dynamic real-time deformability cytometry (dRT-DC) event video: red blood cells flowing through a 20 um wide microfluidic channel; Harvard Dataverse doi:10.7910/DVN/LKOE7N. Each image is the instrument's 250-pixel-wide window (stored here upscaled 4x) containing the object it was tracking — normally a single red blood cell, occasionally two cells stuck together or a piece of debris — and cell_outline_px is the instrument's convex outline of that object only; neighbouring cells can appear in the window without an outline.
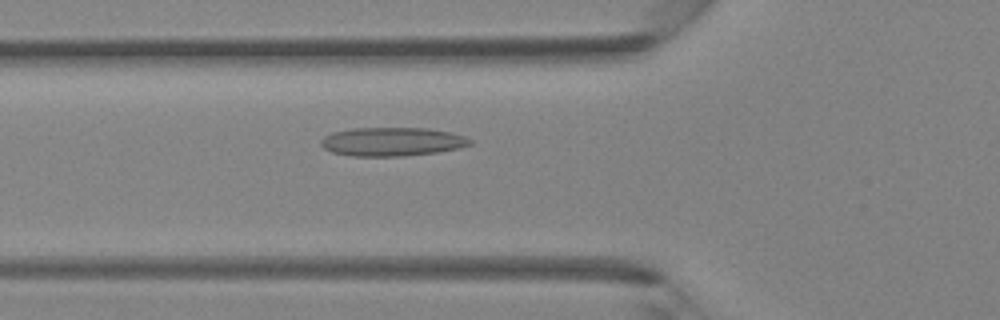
{"species": "Egyptian fruit bat (a non-hibernating species)", "species_latin": "Rousettus aegyptiacus", "temperature_condition": "room temperature", "stored_images_in_passage": 42, "camera_frame_rate_fps": 3000, "um_per_image_px": 0.085, "animal": {"sex": "female"}, "frame": {"image": 1, "passage_image": 15, "time_ms": 4.667, "image_size_px": [1000, 320], "cell_outline_px": [[472, 144], [460, 148], [436, 152], [404, 156], [348, 156], [332, 152], [324, 148], [320, 144], [320, 140], [324, 136], [332, 132], [352, 128], [428, 128], [452, 132], [464, 136], [472, 140]], "centroid_in_image_um": [33.32, 12.04], "position_along_channel_um": 92.5, "area_um2": 25.14}}
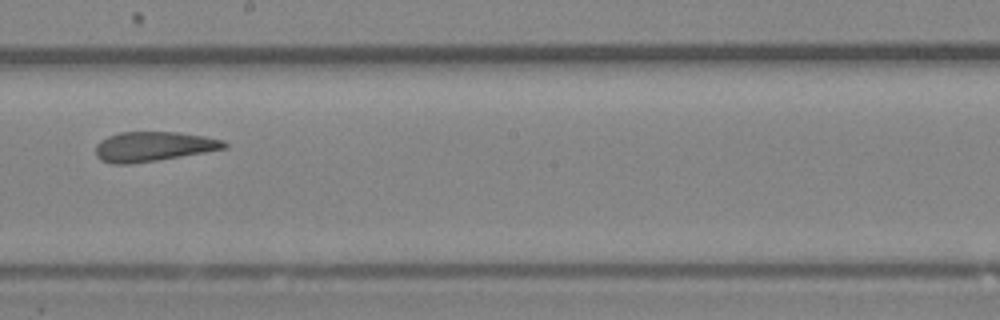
{"frame": {"image": 2, "passage_image": 24, "time_ms": 7.667, "image_size_px": [1000, 320], "cell_outline_px": [[228, 148], [156, 160], [128, 164], [112, 164], [100, 160], [96, 156], [96, 144], [100, 140], [108, 136], [120, 132], [176, 132], [204, 136], [224, 140], [228, 144]], "centroid_in_image_um": [13.02, 12.45], "position_along_channel_um": 235.2, "area_um2": 22.2}}
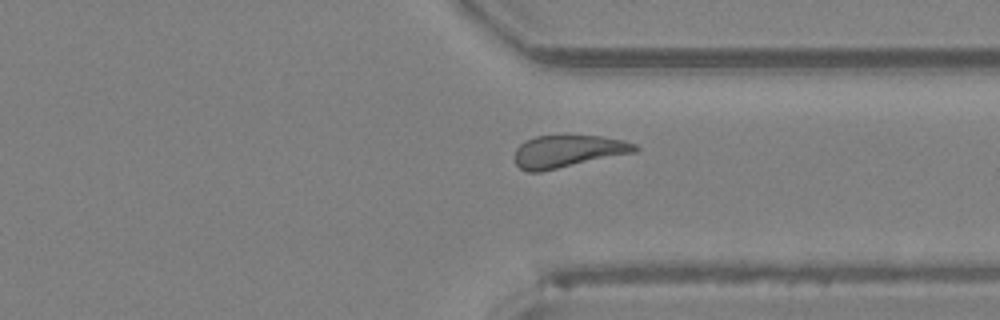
{"frame": {"image": 3, "passage_image": 32, "time_ms": 10.333, "image_size_px": [1000, 320], "cell_outline_px": [[640, 148], [636, 152], [540, 172], [528, 172], [520, 168], [516, 164], [516, 148], [524, 140], [536, 136], [600, 136], [624, 140], [636, 144]], "centroid_in_image_um": [48.29, 12.86], "position_along_channel_um": 363.1, "area_um2": 22.6}}